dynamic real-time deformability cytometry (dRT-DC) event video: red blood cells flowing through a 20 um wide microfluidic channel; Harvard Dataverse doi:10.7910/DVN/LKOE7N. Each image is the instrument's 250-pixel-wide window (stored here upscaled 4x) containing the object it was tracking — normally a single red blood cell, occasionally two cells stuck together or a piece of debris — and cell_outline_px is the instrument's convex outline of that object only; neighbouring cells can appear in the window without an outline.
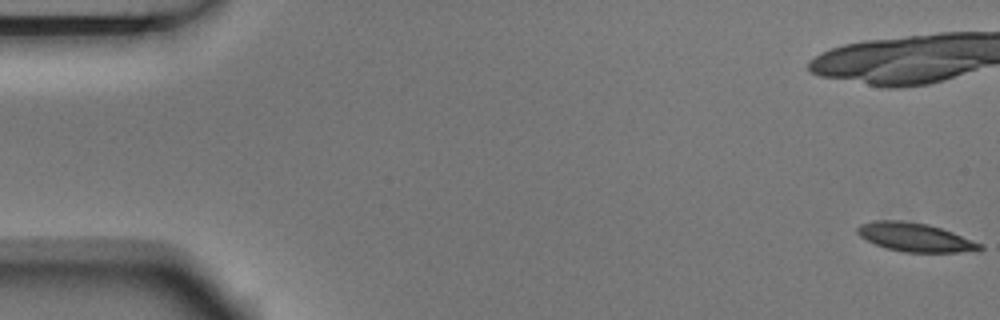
{"species": "Egyptian fruit bat (a non-hibernating species)", "species_latin": "Rousettus aegyptiacus", "temperature_condition": "room temperature", "stored_images_in_passage": 6, "segment_of_instrument_passage": [2, 2], "camera_frame_rate_fps": 3000, "um_per_image_px": 0.085, "animal": {"sex": "male"}, "frame": {"image": 1, "passage_image": 6, "time_ms": 1.667, "image_size_px": [1000, 320], "cell_outline_px": [[984, 248], [956, 252], [904, 252], [884, 248], [860, 236], [856, 232], [856, 228], [860, 224], [876, 220], [900, 220], [928, 224], [952, 232], [984, 244]], "centroid_in_image_um": [77.75, 20.16], "position_along_channel_um": 7.3, "area_um2": 20.29}}